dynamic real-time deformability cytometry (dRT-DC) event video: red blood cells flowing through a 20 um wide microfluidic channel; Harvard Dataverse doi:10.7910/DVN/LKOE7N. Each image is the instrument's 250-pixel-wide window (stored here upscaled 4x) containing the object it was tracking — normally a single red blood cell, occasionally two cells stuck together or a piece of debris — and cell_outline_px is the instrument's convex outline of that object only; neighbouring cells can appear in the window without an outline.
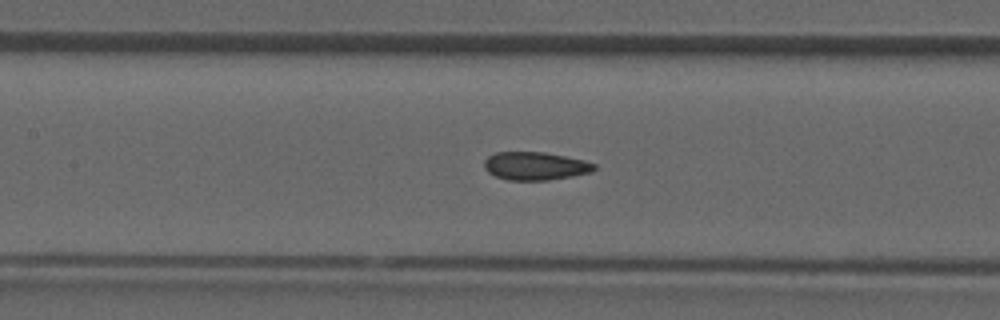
{"species": "common noctule bat (a hibernating species)", "species_latin": "Nyctalus noctula", "temperature_condition": "room temperature", "stored_images_in_passage": 45, "camera_frame_rate_fps": 3000, "um_per_image_px": 0.085, "animal": {"sex": "male", "forearm_length_mm": 52.5}, "frame": {"image": 1, "passage_image": 20, "time_ms": 6.333, "image_size_px": [1000, 320], "cell_outline_px": [[596, 168], [592, 172], [572, 176], [548, 180], [508, 180], [496, 176], [488, 172], [484, 168], [484, 160], [488, 156], [496, 152], [544, 152], [584, 160], [596, 164]], "centroid_in_image_um": [45.49, 14.11], "position_along_channel_um": 161.9, "area_um2": 18.03}}